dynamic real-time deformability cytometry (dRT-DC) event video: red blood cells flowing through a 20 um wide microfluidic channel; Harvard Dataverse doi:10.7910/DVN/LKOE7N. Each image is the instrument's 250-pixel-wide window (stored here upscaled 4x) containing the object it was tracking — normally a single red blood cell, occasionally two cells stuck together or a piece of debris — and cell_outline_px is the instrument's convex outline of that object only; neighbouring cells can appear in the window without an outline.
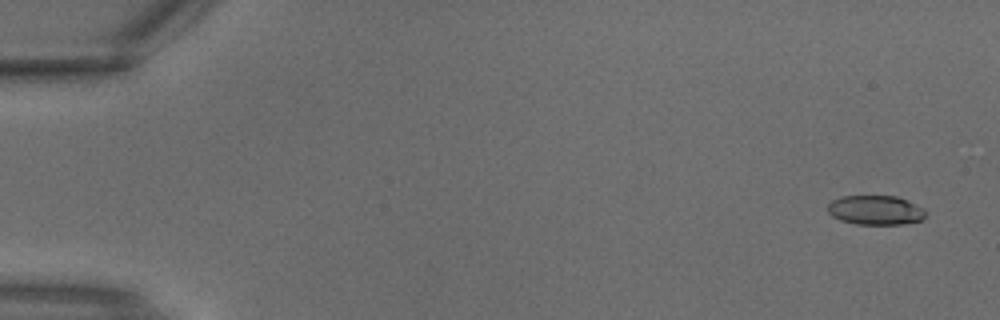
{"species": "common noctule bat (a hibernating species)", "species_latin": "Nyctalus noctula", "temperature_condition": "warm", "stored_images_in_passage": 3, "camera_frame_rate_fps": 3000, "um_per_image_px": 0.085, "animal": {"sex": "male", "body_mass_g": 18.8}, "frame": {"image": 1, "passage_image": 1, "time_ms": 0.0, "image_size_px": [1000, 320], "cell_outline_px": [[924, 216], [920, 220], [904, 224], [856, 224], [840, 220], [832, 216], [828, 212], [828, 204], [832, 200], [840, 196], [896, 196], [916, 204], [924, 208]], "centroid_in_image_um": [74.39, 17.85], "position_along_channel_um": 10.6, "area_um2": 16.7}}
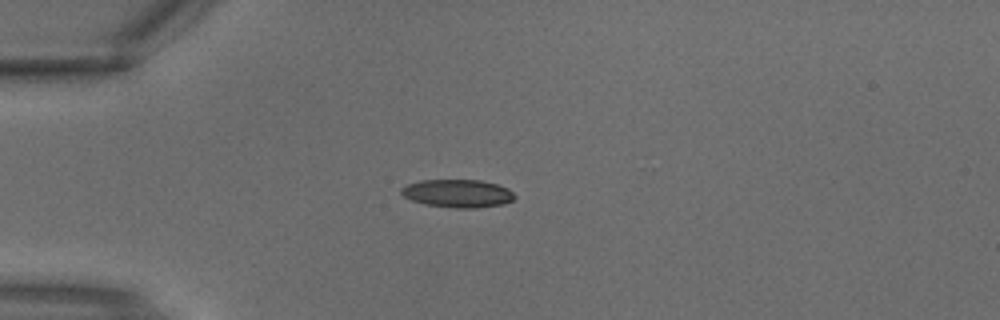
{"frame": {"image": 2, "passage_image": 3, "time_ms": 0.667, "image_size_px": [1000, 320], "cell_outline_px": [[516, 196], [512, 200], [504, 204], [476, 208], [456, 208], [424, 204], [412, 200], [404, 196], [400, 192], [400, 188], [408, 184], [420, 180], [480, 180], [496, 184], [508, 188]], "centroid_in_image_um": [38.9, 16.44], "position_along_channel_um": 46.1, "area_um2": 18.5}}